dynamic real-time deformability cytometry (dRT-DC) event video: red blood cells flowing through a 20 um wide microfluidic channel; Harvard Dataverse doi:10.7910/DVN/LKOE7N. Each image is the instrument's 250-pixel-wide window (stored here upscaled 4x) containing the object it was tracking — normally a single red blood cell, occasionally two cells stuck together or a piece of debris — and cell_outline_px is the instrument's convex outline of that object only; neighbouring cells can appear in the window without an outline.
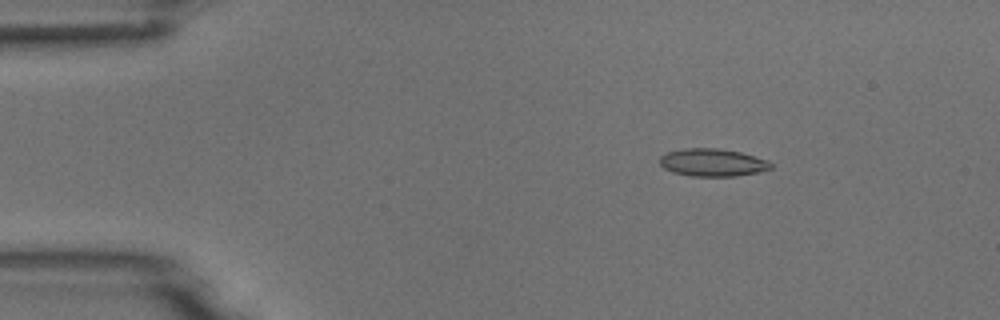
{"species": "common noctule bat (a hibernating species)", "species_latin": "Nyctalus noctula", "temperature_condition": "room temperature", "stored_images_in_passage": 5, "camera_frame_rate_fps": 3000, "um_per_image_px": 0.085, "animal": {"sex": "male", "body_mass_g": 18.8}, "frame": {"image": 1, "passage_image": 3, "time_ms": 2.333, "image_size_px": [1000, 320], "cell_outline_px": [[772, 168], [760, 172], [736, 176], [692, 176], [672, 172], [664, 168], [660, 164], [660, 156], [668, 152], [684, 148], [720, 148], [740, 152], [768, 160], [772, 164]], "centroid_in_image_um": [60.58, 13.81], "position_along_channel_um": 24.4, "area_um2": 17.98}}
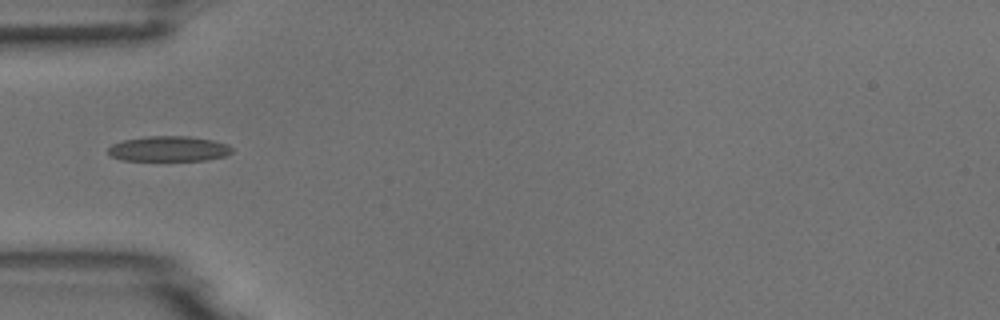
{"frame": {"image": 2, "passage_image": 5, "time_ms": 5.333, "image_size_px": [1000, 320], "cell_outline_px": [[232, 152], [224, 156], [208, 160], [120, 160], [108, 156], [108, 148], [112, 144], [124, 140], [148, 136], [188, 136], [212, 140], [228, 144], [232, 148]], "centroid_in_image_um": [14.32, 12.65], "position_along_channel_um": 70.7, "area_um2": 18.26}}